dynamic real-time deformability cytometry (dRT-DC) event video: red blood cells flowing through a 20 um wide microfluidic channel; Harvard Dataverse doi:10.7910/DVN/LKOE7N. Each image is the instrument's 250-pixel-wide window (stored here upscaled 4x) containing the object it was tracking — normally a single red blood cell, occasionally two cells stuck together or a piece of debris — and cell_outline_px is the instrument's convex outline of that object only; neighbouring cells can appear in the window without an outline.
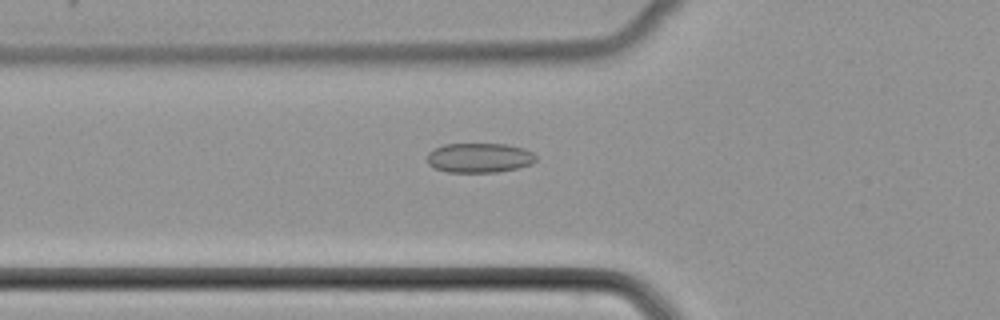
{"species": "common noctule bat (a hibernating species)", "species_latin": "Nyctalus noctula", "temperature_condition": "cold", "stored_images_in_passage": 41, "camera_frame_rate_fps": 3000, "um_per_image_px": 0.085, "animal": {"sex": "female", "body_mass_g": 22.7, "forearm_length_mm": 54.2}, "frame": {"image": 1, "passage_image": 19, "time_ms": 6.0, "image_size_px": [1000, 320], "cell_outline_px": [[536, 160], [532, 164], [516, 168], [496, 172], [448, 172], [436, 168], [428, 164], [428, 152], [444, 144], [508, 144], [524, 148], [532, 152], [536, 156]], "centroid_in_image_um": [40.77, 13.41], "position_along_channel_um": 85.0, "area_um2": 18.73}}
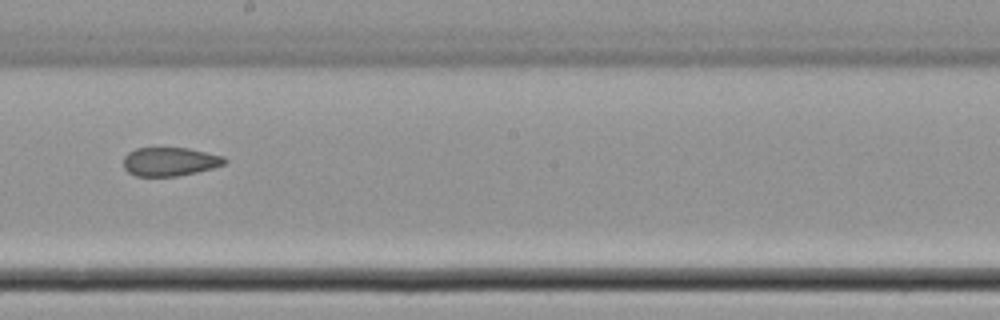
{"frame": {"image": 2, "passage_image": 30, "time_ms": 9.667, "image_size_px": [1000, 320], "cell_outline_px": [[228, 160], [224, 164], [212, 168], [196, 172], [176, 176], [136, 176], [128, 172], [124, 168], [124, 156], [128, 152], [136, 148], [188, 148], [224, 156]], "centroid_in_image_um": [14.43, 13.73], "position_along_channel_um": 233.8, "area_um2": 16.88}}
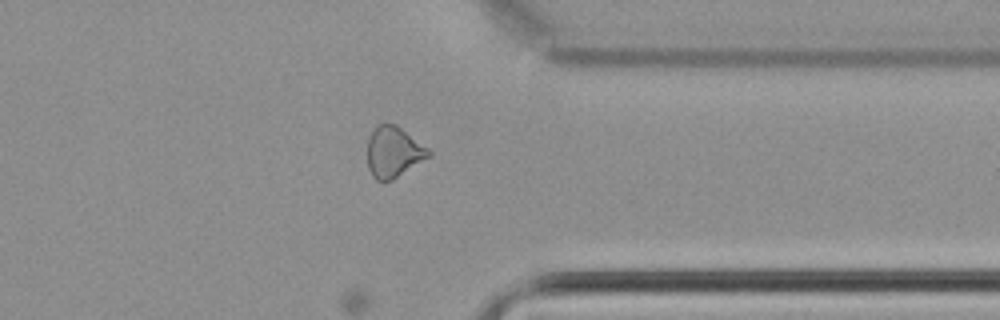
{"frame": {"image": 3, "passage_image": 41, "time_ms": 13.333, "image_size_px": [1000, 320], "cell_outline_px": [[432, 156], [392, 180], [376, 180], [372, 176], [368, 168], [368, 140], [376, 124], [396, 124], [428, 148], [432, 152]], "centroid_in_image_um": [33.47, 12.92], "position_along_channel_um": 377.9, "area_um2": 18.15}}